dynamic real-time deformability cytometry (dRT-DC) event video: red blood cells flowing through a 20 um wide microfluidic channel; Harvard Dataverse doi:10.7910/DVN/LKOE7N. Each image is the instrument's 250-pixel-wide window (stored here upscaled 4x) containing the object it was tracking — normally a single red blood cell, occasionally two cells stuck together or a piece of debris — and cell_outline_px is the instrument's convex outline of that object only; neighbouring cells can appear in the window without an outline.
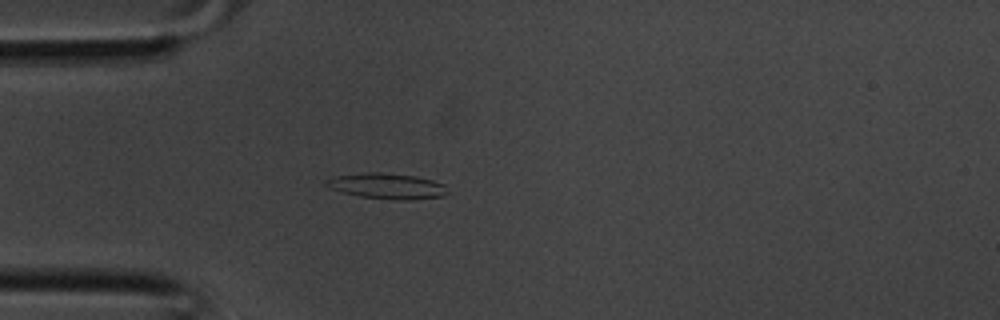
{"species": "common noctule bat (a hibernating species)", "species_latin": "Nyctalus noctula", "temperature_condition": "room temperature", "stored_images_in_passage": 36, "camera_frame_rate_fps": 3000, "um_per_image_px": 0.085, "animal": {"sex": "male", "body_mass_g": 20.1, "forearm_length_mm": 53.5}, "frame": {"image": 1, "passage_image": 9, "time_ms": 2.667, "image_size_px": [1000, 320], "cell_outline_px": [[448, 192], [444, 196], [408, 200], [392, 200], [360, 196], [328, 188], [324, 184], [324, 180], [332, 176], [364, 172], [380, 172], [416, 176], [432, 180], [444, 184]], "centroid_in_image_um": [32.86, 15.81], "position_along_channel_um": 52.1, "area_um2": 18.32}}
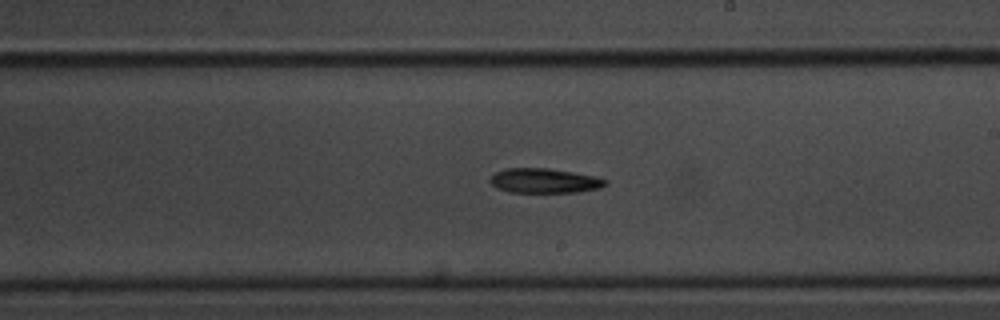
{"frame": {"image": 2, "passage_image": 20, "time_ms": 6.333, "image_size_px": [1000, 320], "cell_outline_px": [[608, 184], [600, 188], [580, 192], [512, 192], [496, 188], [488, 180], [496, 172], [504, 168], [548, 168], [596, 176], [608, 180]], "centroid_in_image_um": [46.3, 15.36], "position_along_channel_um": 242.7, "area_um2": 16.65}}
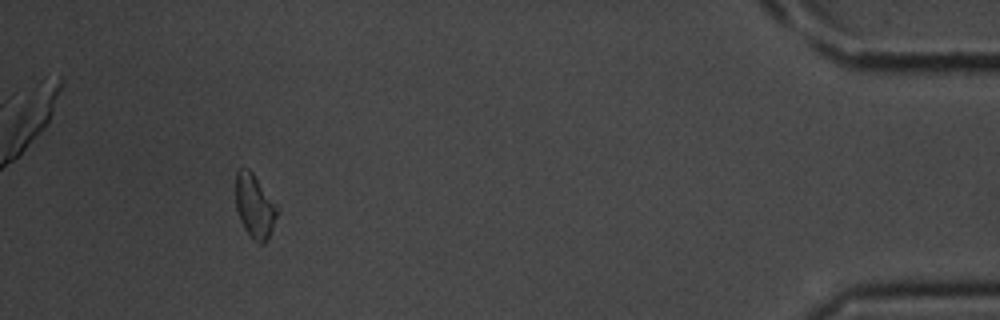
{"frame": {"image": 3, "passage_image": 33, "time_ms": 10.667, "image_size_px": [1000, 320], "cell_outline_px": [[280, 208], [268, 240], [264, 244], [260, 244], [244, 228], [240, 220], [236, 208], [236, 172], [240, 168], [248, 168], [252, 172]], "centroid_in_image_um": [21.67, 17.51], "position_along_channel_um": 413.5, "area_um2": 15.43}}